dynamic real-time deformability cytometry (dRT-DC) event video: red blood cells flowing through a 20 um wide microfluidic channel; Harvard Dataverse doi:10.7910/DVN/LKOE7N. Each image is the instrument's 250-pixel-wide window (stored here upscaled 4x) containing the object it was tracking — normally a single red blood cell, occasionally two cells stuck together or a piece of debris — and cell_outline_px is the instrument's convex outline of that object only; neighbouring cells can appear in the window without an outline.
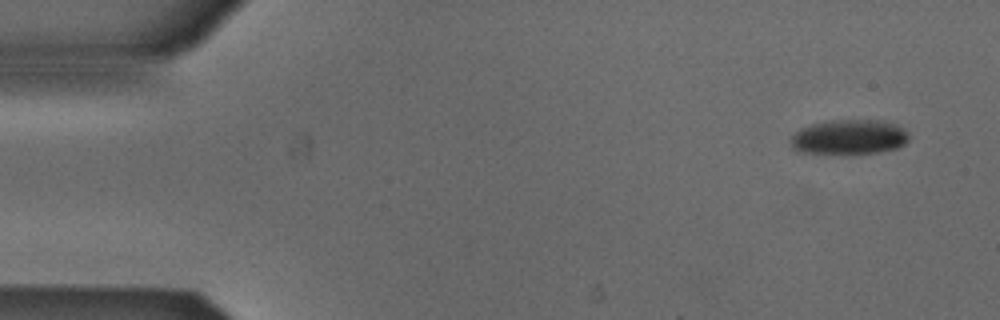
{"species": "Egyptian fruit bat (a non-hibernating species)", "species_latin": "Rousettus aegyptiacus", "temperature_condition": "cold", "stored_images_in_passage": 3, "camera_frame_rate_fps": 3000, "um_per_image_px": 0.085, "animal": {"sex": "male"}, "frame": {"image": 1, "passage_image": 1, "time_ms": 0.0, "image_size_px": [1000, 320], "cell_outline_px": [[908, 140], [904, 144], [896, 148], [880, 152], [800, 152], [792, 148], [792, 136], [800, 128], [812, 124], [832, 120], [884, 120], [896, 124], [904, 128], [908, 136]], "centroid_in_image_um": [72.21, 11.62], "position_along_channel_um": 12.8, "area_um2": 23.47}}